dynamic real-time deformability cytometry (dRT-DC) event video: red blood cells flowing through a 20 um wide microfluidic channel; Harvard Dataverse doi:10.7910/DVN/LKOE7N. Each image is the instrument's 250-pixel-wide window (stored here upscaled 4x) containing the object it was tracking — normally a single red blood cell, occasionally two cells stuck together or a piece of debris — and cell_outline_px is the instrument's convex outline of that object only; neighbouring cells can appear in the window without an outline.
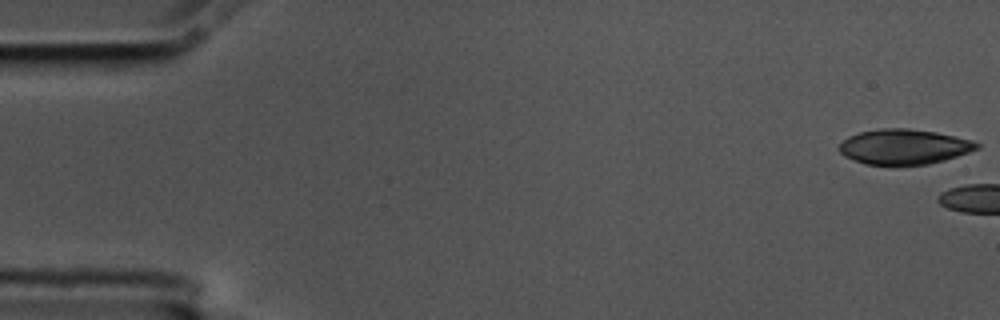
{"species": "common noctule bat (a hibernating species)", "species_latin": "Nyctalus noctula", "temperature_condition": "cold", "stored_images_in_passage": 5, "camera_frame_rate_fps": 3000, "um_per_image_px": 0.085, "animal": {"sex": "male", "body_mass_g": 17.5, "forearm_length_mm": 52.3}, "frame": {"image": 1, "passage_image": 1, "time_ms": 0.0, "image_size_px": [1000, 320], "cell_outline_px": [[980, 148], [944, 160], [928, 164], [864, 164], [844, 156], [840, 152], [840, 144], [848, 136], [860, 132], [880, 128], [908, 128], [936, 132], [972, 140], [980, 144]], "centroid_in_image_um": [76.84, 12.46], "position_along_channel_um": 8.2, "area_um2": 27.92}}